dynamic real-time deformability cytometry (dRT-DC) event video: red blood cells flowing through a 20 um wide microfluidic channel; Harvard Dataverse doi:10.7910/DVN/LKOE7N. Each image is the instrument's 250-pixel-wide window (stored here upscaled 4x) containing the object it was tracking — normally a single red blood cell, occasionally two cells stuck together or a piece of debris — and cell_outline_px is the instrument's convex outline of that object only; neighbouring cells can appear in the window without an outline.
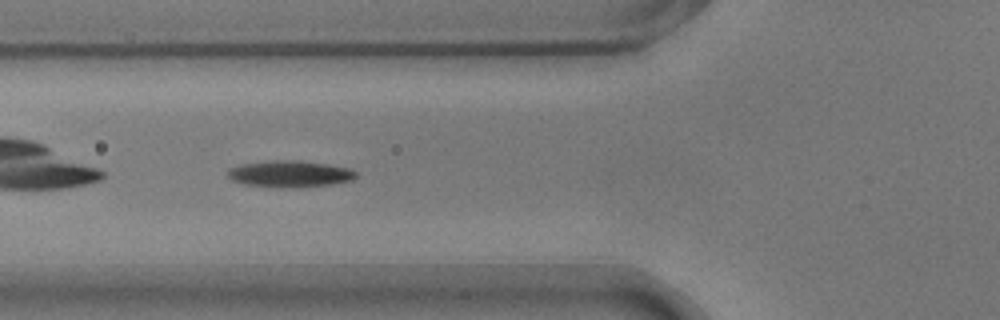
{"species": "common noctule bat (a hibernating species)", "species_latin": "Nyctalus noctula", "temperature_condition": "warm", "stored_images_in_passage": 39, "camera_frame_rate_fps": 3000, "um_per_image_px": 0.085, "animal": {"sex": "male", "body_mass_g": 17.9}, "frame": {"image": 1, "passage_image": 4, "time_ms": 1.0, "image_size_px": [1000, 320], "cell_outline_px": [[356, 176], [352, 180], [332, 184], [300, 188], [280, 188], [244, 184], [232, 180], [228, 176], [228, 172], [232, 168], [240, 164], [272, 160], [296, 160], [328, 164], [352, 168], [356, 172]], "centroid_in_image_um": [24.67, 14.79], "position_along_channel_um": 101.1, "area_um2": 20.06}}
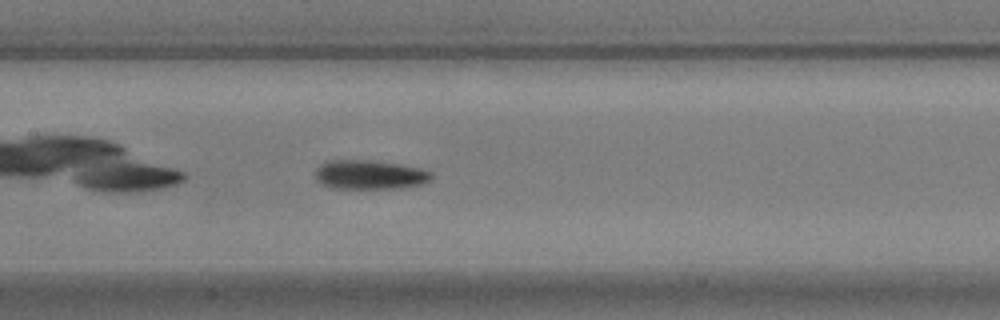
{"frame": {"image": 2, "passage_image": 10, "time_ms": 3.0, "image_size_px": [1000, 320], "cell_outline_px": [[432, 180], [420, 184], [404, 188], [332, 188], [320, 184], [316, 180], [316, 168], [324, 160], [372, 160], [400, 164], [420, 168], [432, 172]], "centroid_in_image_um": [31.41, 14.84], "position_along_channel_um": 176.0, "area_um2": 20.0}}
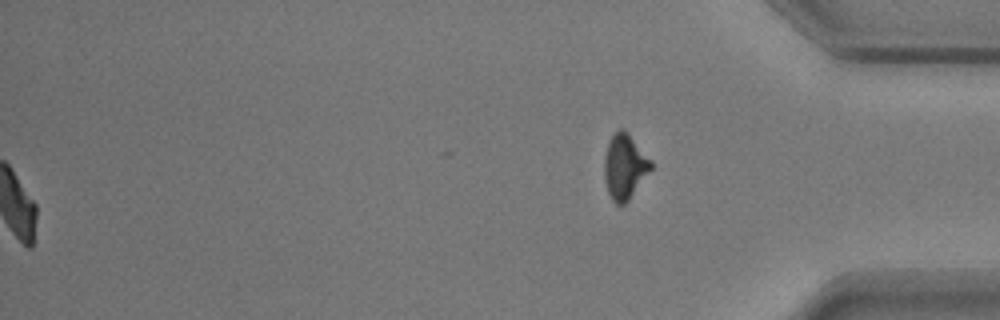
{"frame": {"image": 3, "passage_image": 39, "time_ms": 12.667, "image_size_px": [1000, 320], "cell_outline_px": [[652, 168], [628, 200], [624, 204], [616, 204], [612, 200], [608, 192], [604, 176], [604, 156], [608, 140], [620, 128], [624, 128], [628, 132], [652, 160]], "centroid_in_image_um": [53.09, 14.12], "position_along_channel_um": 382.1, "area_um2": 17.69}, "authors_computed_cell_mechanics": {"area_um2": 19.363, "velocity_mm_per_s": 3.7216, "shape_relaxation_time_tau1_ms": 2.4954, "shape_relaxation_time_tau2_ms": null, "deformation_change_tau1": 0.1443, "deformation_change_tau2": null}}